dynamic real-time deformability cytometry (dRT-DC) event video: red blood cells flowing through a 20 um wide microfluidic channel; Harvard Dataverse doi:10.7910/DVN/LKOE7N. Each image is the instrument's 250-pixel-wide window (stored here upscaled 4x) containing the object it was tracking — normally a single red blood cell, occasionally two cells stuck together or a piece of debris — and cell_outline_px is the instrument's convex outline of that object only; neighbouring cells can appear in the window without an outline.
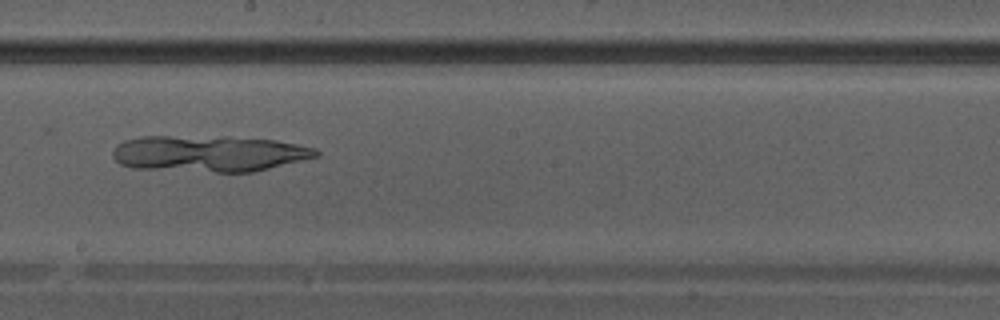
{"species": "Egyptian fruit bat (a non-hibernating species)", "species_latin": "Rousettus aegyptiacus", "temperature_condition": "warm", "stored_images_in_passage": 22, "camera_frame_rate_fps": 3000, "um_per_image_px": 0.085, "animal": {"sex": "male"}, "frame": {"image": 1, "passage_image": 12, "time_ms": 3.667, "image_size_px": [1000, 320], "cell_outline_px": [[320, 156], [252, 172], [216, 172], [132, 168], [120, 164], [112, 156], [112, 152], [116, 144], [124, 140], [140, 136], [228, 136], [276, 140], [316, 148], [320, 152]], "centroid_in_image_um": [17.75, 13.04], "position_along_channel_um": 230.4, "area_um2": 43.41}}